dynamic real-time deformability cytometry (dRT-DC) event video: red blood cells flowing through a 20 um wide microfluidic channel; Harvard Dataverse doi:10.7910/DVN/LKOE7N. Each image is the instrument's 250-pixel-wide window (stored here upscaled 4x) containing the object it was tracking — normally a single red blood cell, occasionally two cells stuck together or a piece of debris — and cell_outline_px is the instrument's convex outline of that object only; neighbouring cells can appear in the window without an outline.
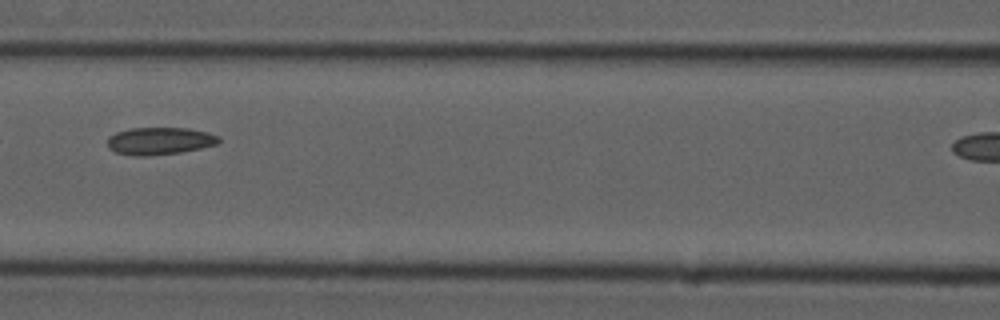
{"species": "common noctule bat (a hibernating species)", "species_latin": "Nyctalus noctula", "temperature_condition": "cold", "stored_images_in_passage": 7, "camera_frame_rate_fps": 3000, "um_per_image_px": 0.085, "animal": {"sex": "male", "forearm_length_mm": 52.5}, "frame": {"image": 1, "passage_image": 3, "time_ms": 2.333, "image_size_px": [1000, 320], "cell_outline_px": [[220, 140], [216, 144], [200, 148], [180, 152], [148, 156], [132, 156], [116, 152], [108, 148], [108, 136], [116, 132], [132, 128], [188, 128], [208, 132], [220, 136]], "centroid_in_image_um": [13.56, 11.98], "position_along_channel_um": 153.0, "area_um2": 17.8}}
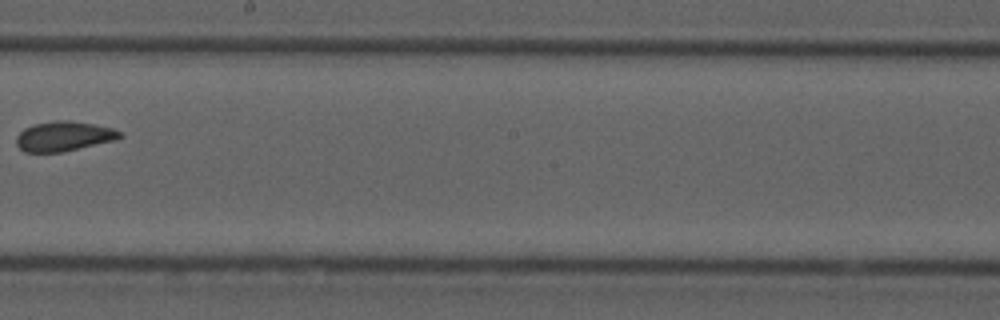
{"frame": {"image": 2, "passage_image": 6, "time_ms": 6.667, "image_size_px": [1000, 320], "cell_outline_px": [[124, 136], [116, 140], [60, 152], [24, 152], [16, 144], [16, 136], [24, 128], [36, 124], [56, 120], [68, 120], [92, 124], [112, 128], [120, 132]], "centroid_in_image_um": [5.41, 11.58], "position_along_channel_um": 242.8, "area_um2": 17.8}}
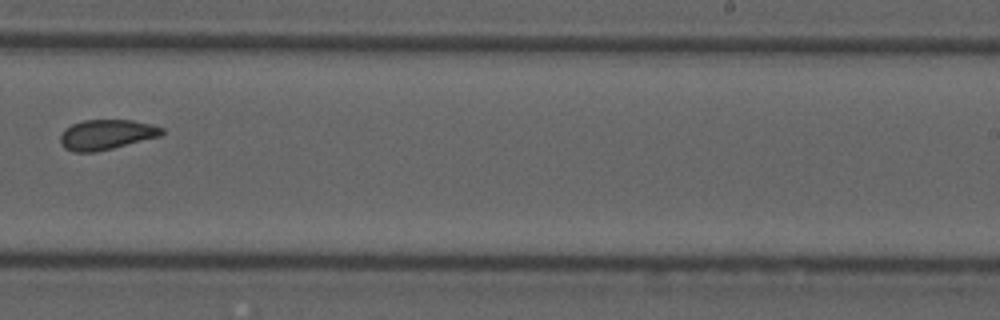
{"frame": {"image": 3, "passage_image": 7, "time_ms": 7.667, "image_size_px": [1000, 320], "cell_outline_px": [[164, 132], [160, 136], [96, 152], [72, 152], [64, 148], [60, 144], [60, 136], [64, 128], [72, 124], [84, 120], [132, 120], [152, 124], [164, 128]], "centroid_in_image_um": [9.02, 11.44], "position_along_channel_um": 280.0, "area_um2": 17.86}}